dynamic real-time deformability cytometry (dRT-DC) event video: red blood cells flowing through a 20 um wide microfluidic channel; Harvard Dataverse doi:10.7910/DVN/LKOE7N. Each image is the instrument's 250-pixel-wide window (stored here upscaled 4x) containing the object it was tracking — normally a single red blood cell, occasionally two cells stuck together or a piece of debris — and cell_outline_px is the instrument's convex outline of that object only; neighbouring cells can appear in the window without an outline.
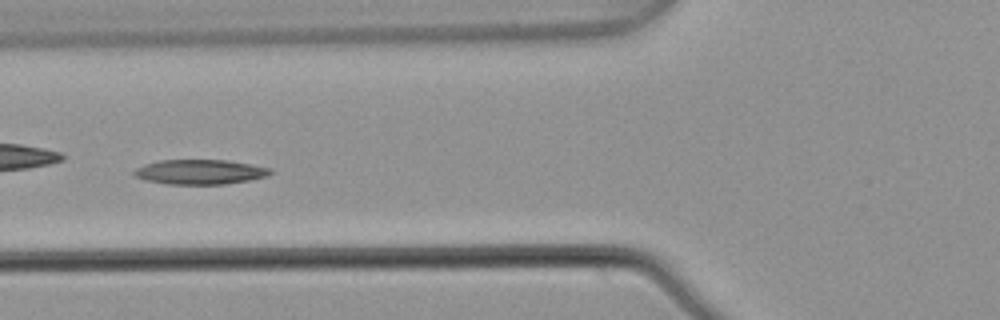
{"species": "common noctule bat (a hibernating species)", "species_latin": "Nyctalus noctula", "temperature_condition": "warm", "stored_images_in_passage": 6, "camera_frame_rate_fps": 3000, "um_per_image_px": 0.085, "animal": {"sex": "male", "body_mass_g": 21.5, "forearm_length_mm": 52.0}, "frame": {"image": 1, "passage_image": 4, "time_ms": 1.0, "image_size_px": [1000, 320], "cell_outline_px": [[272, 172], [264, 176], [248, 180], [224, 184], [168, 184], [144, 180], [136, 176], [132, 172], [136, 168], [144, 164], [160, 160], [224, 160], [272, 168]], "centroid_in_image_um": [16.94, 14.61], "position_along_channel_um": 108.9, "area_um2": 19.42}}
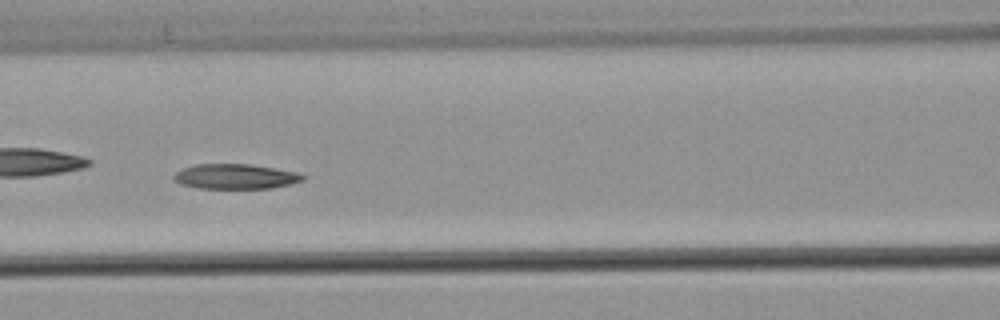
{"frame": {"image": 2, "passage_image": 5, "time_ms": 1.333, "image_size_px": [1000, 320], "cell_outline_px": [[308, 176], [304, 180], [292, 184], [272, 188], [196, 188], [180, 184], [172, 176], [176, 172], [184, 168], [196, 164], [248, 164], [296, 172]], "centroid_in_image_um": [20.03, 15.01], "position_along_channel_um": 146.6, "area_um2": 18.73}}